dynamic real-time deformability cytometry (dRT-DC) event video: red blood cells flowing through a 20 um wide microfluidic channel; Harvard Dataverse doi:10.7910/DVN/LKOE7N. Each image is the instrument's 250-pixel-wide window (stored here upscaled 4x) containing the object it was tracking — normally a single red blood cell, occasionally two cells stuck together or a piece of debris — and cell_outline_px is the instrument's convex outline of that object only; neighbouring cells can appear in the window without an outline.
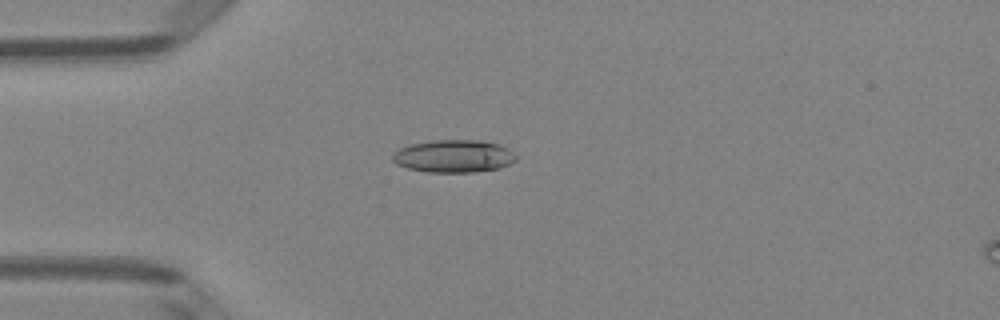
{"species": "Egyptian fruit bat (a non-hibernating species)", "species_latin": "Rousettus aegyptiacus", "temperature_condition": "room temperature", "stored_images_in_passage": 49, "camera_frame_rate_fps": 3000, "um_per_image_px": 0.085, "animal": {"sex": "female"}, "frame": {"image": 1, "passage_image": 13, "time_ms": 4.0, "image_size_px": [1000, 320], "cell_outline_px": [[516, 160], [500, 168], [476, 172], [428, 172], [408, 168], [396, 164], [392, 160], [392, 152], [400, 148], [412, 144], [432, 140], [480, 140], [500, 144], [508, 148], [516, 156]], "centroid_in_image_um": [38.56, 13.27], "position_along_channel_um": 46.4, "area_um2": 23.58}}
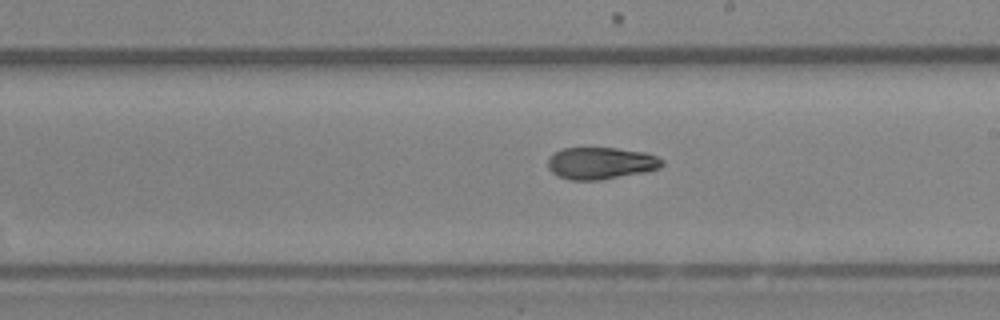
{"frame": {"image": 2, "passage_image": 28, "time_ms": 9.0, "image_size_px": [1000, 320], "cell_outline_px": [[664, 164], [660, 168], [648, 172], [600, 180], [568, 180], [552, 172], [548, 168], [548, 160], [556, 152], [564, 148], [616, 148], [644, 152], [656, 156], [664, 160]], "centroid_in_image_um": [51.12, 13.88], "position_along_channel_um": 237.9, "area_um2": 21.33}}
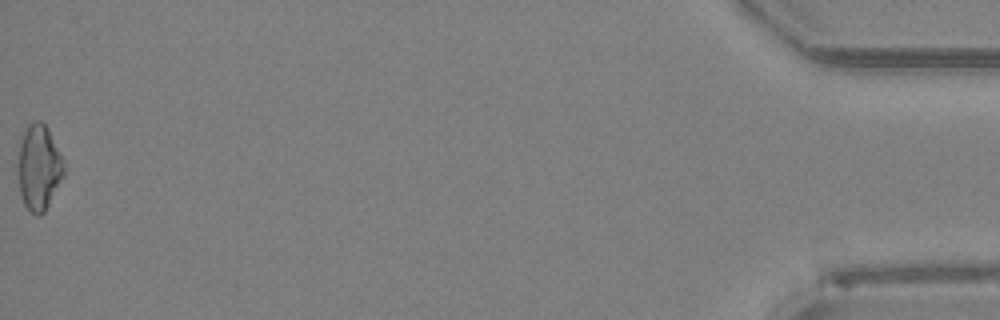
{"frame": {"image": 3, "passage_image": 49, "time_ms": 16.0, "image_size_px": [1000, 320], "cell_outline_px": [[64, 176], [44, 212], [40, 216], [36, 216], [24, 204], [20, 192], [20, 144], [24, 128], [28, 124], [36, 120], [40, 120], [48, 128], [64, 160]], "centroid_in_image_um": [3.34, 14.21], "position_along_channel_um": 431.9, "area_um2": 22.48}, "authors_computed_cell_mechanics": {"area_um2": 22.0796, "velocity_mm_per_s": 4.1705, "shape_relaxation_time_tau1_ms": null, "shape_relaxation_time_tau2_ms": 3.6164, "deformation_change_tau1": null, "deformation_change_tau2": 0.0972}}